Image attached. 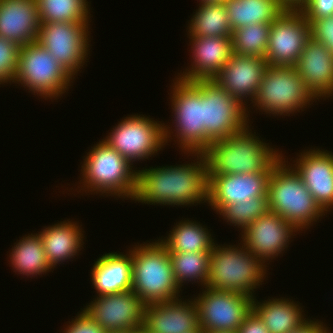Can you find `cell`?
Segmentation results:
<instances>
[{
    "label": "cell",
    "mask_w": 333,
    "mask_h": 333,
    "mask_svg": "<svg viewBox=\"0 0 333 333\" xmlns=\"http://www.w3.org/2000/svg\"><path fill=\"white\" fill-rule=\"evenodd\" d=\"M186 154L197 156L196 162L138 170L134 201L173 206L194 205L203 201L207 203L208 171L205 155L202 152Z\"/></svg>",
    "instance_id": "obj_1"
},
{
    "label": "cell",
    "mask_w": 333,
    "mask_h": 333,
    "mask_svg": "<svg viewBox=\"0 0 333 333\" xmlns=\"http://www.w3.org/2000/svg\"><path fill=\"white\" fill-rule=\"evenodd\" d=\"M128 253H106L95 261L91 280L98 296L131 290L132 257Z\"/></svg>",
    "instance_id": "obj_24"
},
{
    "label": "cell",
    "mask_w": 333,
    "mask_h": 333,
    "mask_svg": "<svg viewBox=\"0 0 333 333\" xmlns=\"http://www.w3.org/2000/svg\"><path fill=\"white\" fill-rule=\"evenodd\" d=\"M14 244L9 257L14 271L19 272L18 274L32 277L52 270L39 234H28Z\"/></svg>",
    "instance_id": "obj_29"
},
{
    "label": "cell",
    "mask_w": 333,
    "mask_h": 333,
    "mask_svg": "<svg viewBox=\"0 0 333 333\" xmlns=\"http://www.w3.org/2000/svg\"><path fill=\"white\" fill-rule=\"evenodd\" d=\"M210 255L211 252H169L174 277L180 288L183 282L195 280L206 286Z\"/></svg>",
    "instance_id": "obj_32"
},
{
    "label": "cell",
    "mask_w": 333,
    "mask_h": 333,
    "mask_svg": "<svg viewBox=\"0 0 333 333\" xmlns=\"http://www.w3.org/2000/svg\"><path fill=\"white\" fill-rule=\"evenodd\" d=\"M313 100L316 98L305 86L295 66L268 65L251 104L255 103L256 109L269 115L290 116L295 111H303Z\"/></svg>",
    "instance_id": "obj_7"
},
{
    "label": "cell",
    "mask_w": 333,
    "mask_h": 333,
    "mask_svg": "<svg viewBox=\"0 0 333 333\" xmlns=\"http://www.w3.org/2000/svg\"><path fill=\"white\" fill-rule=\"evenodd\" d=\"M74 78L37 41L20 47L13 82L21 83L34 94L47 99L59 98ZM26 86V87H25Z\"/></svg>",
    "instance_id": "obj_8"
},
{
    "label": "cell",
    "mask_w": 333,
    "mask_h": 333,
    "mask_svg": "<svg viewBox=\"0 0 333 333\" xmlns=\"http://www.w3.org/2000/svg\"><path fill=\"white\" fill-rule=\"evenodd\" d=\"M267 66L264 58L232 53L212 81L245 104L255 99Z\"/></svg>",
    "instance_id": "obj_18"
},
{
    "label": "cell",
    "mask_w": 333,
    "mask_h": 333,
    "mask_svg": "<svg viewBox=\"0 0 333 333\" xmlns=\"http://www.w3.org/2000/svg\"><path fill=\"white\" fill-rule=\"evenodd\" d=\"M237 333H269V331L258 315L251 310L238 328Z\"/></svg>",
    "instance_id": "obj_39"
},
{
    "label": "cell",
    "mask_w": 333,
    "mask_h": 333,
    "mask_svg": "<svg viewBox=\"0 0 333 333\" xmlns=\"http://www.w3.org/2000/svg\"><path fill=\"white\" fill-rule=\"evenodd\" d=\"M271 172L208 175L207 204L218 212L232 203L267 196Z\"/></svg>",
    "instance_id": "obj_17"
},
{
    "label": "cell",
    "mask_w": 333,
    "mask_h": 333,
    "mask_svg": "<svg viewBox=\"0 0 333 333\" xmlns=\"http://www.w3.org/2000/svg\"><path fill=\"white\" fill-rule=\"evenodd\" d=\"M204 288L202 294L193 298L198 308L200 329L203 332H237L252 310L253 298L236 291Z\"/></svg>",
    "instance_id": "obj_12"
},
{
    "label": "cell",
    "mask_w": 333,
    "mask_h": 333,
    "mask_svg": "<svg viewBox=\"0 0 333 333\" xmlns=\"http://www.w3.org/2000/svg\"><path fill=\"white\" fill-rule=\"evenodd\" d=\"M240 244L236 247L214 243L206 287L236 291L253 298L254 289L265 279L267 265Z\"/></svg>",
    "instance_id": "obj_6"
},
{
    "label": "cell",
    "mask_w": 333,
    "mask_h": 333,
    "mask_svg": "<svg viewBox=\"0 0 333 333\" xmlns=\"http://www.w3.org/2000/svg\"><path fill=\"white\" fill-rule=\"evenodd\" d=\"M298 156L292 168L316 203L327 213L333 208V154L316 148L303 151Z\"/></svg>",
    "instance_id": "obj_19"
},
{
    "label": "cell",
    "mask_w": 333,
    "mask_h": 333,
    "mask_svg": "<svg viewBox=\"0 0 333 333\" xmlns=\"http://www.w3.org/2000/svg\"><path fill=\"white\" fill-rule=\"evenodd\" d=\"M299 231L277 213L261 215L242 231L243 245L264 264L281 254L293 233ZM268 260V261H266Z\"/></svg>",
    "instance_id": "obj_16"
},
{
    "label": "cell",
    "mask_w": 333,
    "mask_h": 333,
    "mask_svg": "<svg viewBox=\"0 0 333 333\" xmlns=\"http://www.w3.org/2000/svg\"><path fill=\"white\" fill-rule=\"evenodd\" d=\"M299 9L306 19H318L333 15V0H306Z\"/></svg>",
    "instance_id": "obj_37"
},
{
    "label": "cell",
    "mask_w": 333,
    "mask_h": 333,
    "mask_svg": "<svg viewBox=\"0 0 333 333\" xmlns=\"http://www.w3.org/2000/svg\"><path fill=\"white\" fill-rule=\"evenodd\" d=\"M107 333H125V332H118V331L116 332L115 331V332H107Z\"/></svg>",
    "instance_id": "obj_46"
},
{
    "label": "cell",
    "mask_w": 333,
    "mask_h": 333,
    "mask_svg": "<svg viewBox=\"0 0 333 333\" xmlns=\"http://www.w3.org/2000/svg\"><path fill=\"white\" fill-rule=\"evenodd\" d=\"M232 30L257 23L271 24L287 8L281 0H226Z\"/></svg>",
    "instance_id": "obj_27"
},
{
    "label": "cell",
    "mask_w": 333,
    "mask_h": 333,
    "mask_svg": "<svg viewBox=\"0 0 333 333\" xmlns=\"http://www.w3.org/2000/svg\"><path fill=\"white\" fill-rule=\"evenodd\" d=\"M307 20L311 37L324 44L333 54V15Z\"/></svg>",
    "instance_id": "obj_36"
},
{
    "label": "cell",
    "mask_w": 333,
    "mask_h": 333,
    "mask_svg": "<svg viewBox=\"0 0 333 333\" xmlns=\"http://www.w3.org/2000/svg\"><path fill=\"white\" fill-rule=\"evenodd\" d=\"M306 0H281L287 8H299Z\"/></svg>",
    "instance_id": "obj_41"
},
{
    "label": "cell",
    "mask_w": 333,
    "mask_h": 333,
    "mask_svg": "<svg viewBox=\"0 0 333 333\" xmlns=\"http://www.w3.org/2000/svg\"><path fill=\"white\" fill-rule=\"evenodd\" d=\"M323 322L318 320H307L300 327L291 333H324L328 327L322 324Z\"/></svg>",
    "instance_id": "obj_40"
},
{
    "label": "cell",
    "mask_w": 333,
    "mask_h": 333,
    "mask_svg": "<svg viewBox=\"0 0 333 333\" xmlns=\"http://www.w3.org/2000/svg\"><path fill=\"white\" fill-rule=\"evenodd\" d=\"M251 132L249 125L232 136L213 141L203 152L208 175L264 173L283 158Z\"/></svg>",
    "instance_id": "obj_2"
},
{
    "label": "cell",
    "mask_w": 333,
    "mask_h": 333,
    "mask_svg": "<svg viewBox=\"0 0 333 333\" xmlns=\"http://www.w3.org/2000/svg\"><path fill=\"white\" fill-rule=\"evenodd\" d=\"M125 333H145V328L140 327L139 329L126 331Z\"/></svg>",
    "instance_id": "obj_43"
},
{
    "label": "cell",
    "mask_w": 333,
    "mask_h": 333,
    "mask_svg": "<svg viewBox=\"0 0 333 333\" xmlns=\"http://www.w3.org/2000/svg\"><path fill=\"white\" fill-rule=\"evenodd\" d=\"M191 300V301H190ZM145 304L144 328L150 333L200 331L198 308L193 299Z\"/></svg>",
    "instance_id": "obj_20"
},
{
    "label": "cell",
    "mask_w": 333,
    "mask_h": 333,
    "mask_svg": "<svg viewBox=\"0 0 333 333\" xmlns=\"http://www.w3.org/2000/svg\"><path fill=\"white\" fill-rule=\"evenodd\" d=\"M226 0H201V4H220L224 3Z\"/></svg>",
    "instance_id": "obj_42"
},
{
    "label": "cell",
    "mask_w": 333,
    "mask_h": 333,
    "mask_svg": "<svg viewBox=\"0 0 333 333\" xmlns=\"http://www.w3.org/2000/svg\"><path fill=\"white\" fill-rule=\"evenodd\" d=\"M81 166V190L91 194L127 197L134 200L137 192L138 170L105 141L91 147ZM84 187V189L82 188Z\"/></svg>",
    "instance_id": "obj_4"
},
{
    "label": "cell",
    "mask_w": 333,
    "mask_h": 333,
    "mask_svg": "<svg viewBox=\"0 0 333 333\" xmlns=\"http://www.w3.org/2000/svg\"><path fill=\"white\" fill-rule=\"evenodd\" d=\"M88 25L71 22H46L40 25L37 42L45 47L73 78L88 60Z\"/></svg>",
    "instance_id": "obj_13"
},
{
    "label": "cell",
    "mask_w": 333,
    "mask_h": 333,
    "mask_svg": "<svg viewBox=\"0 0 333 333\" xmlns=\"http://www.w3.org/2000/svg\"><path fill=\"white\" fill-rule=\"evenodd\" d=\"M193 57L191 68L179 73L185 81L212 80L229 60L232 54L231 38L227 37H189Z\"/></svg>",
    "instance_id": "obj_23"
},
{
    "label": "cell",
    "mask_w": 333,
    "mask_h": 333,
    "mask_svg": "<svg viewBox=\"0 0 333 333\" xmlns=\"http://www.w3.org/2000/svg\"><path fill=\"white\" fill-rule=\"evenodd\" d=\"M286 163L288 165L282 158L272 169L267 191L269 208L303 231L311 223L317 222L319 217H323L325 212L316 203L292 164L286 166Z\"/></svg>",
    "instance_id": "obj_5"
},
{
    "label": "cell",
    "mask_w": 333,
    "mask_h": 333,
    "mask_svg": "<svg viewBox=\"0 0 333 333\" xmlns=\"http://www.w3.org/2000/svg\"><path fill=\"white\" fill-rule=\"evenodd\" d=\"M190 333H203V331L202 330H200V331H193V332H190Z\"/></svg>",
    "instance_id": "obj_45"
},
{
    "label": "cell",
    "mask_w": 333,
    "mask_h": 333,
    "mask_svg": "<svg viewBox=\"0 0 333 333\" xmlns=\"http://www.w3.org/2000/svg\"><path fill=\"white\" fill-rule=\"evenodd\" d=\"M191 220H181L169 231L166 239L159 241L168 249V252H211L214 239L207 228Z\"/></svg>",
    "instance_id": "obj_28"
},
{
    "label": "cell",
    "mask_w": 333,
    "mask_h": 333,
    "mask_svg": "<svg viewBox=\"0 0 333 333\" xmlns=\"http://www.w3.org/2000/svg\"><path fill=\"white\" fill-rule=\"evenodd\" d=\"M145 303L132 291L97 296L83 311L106 332L144 327Z\"/></svg>",
    "instance_id": "obj_15"
},
{
    "label": "cell",
    "mask_w": 333,
    "mask_h": 333,
    "mask_svg": "<svg viewBox=\"0 0 333 333\" xmlns=\"http://www.w3.org/2000/svg\"><path fill=\"white\" fill-rule=\"evenodd\" d=\"M253 297L252 310L258 315L269 333H291L308 319L299 304L288 298H273L262 303Z\"/></svg>",
    "instance_id": "obj_26"
},
{
    "label": "cell",
    "mask_w": 333,
    "mask_h": 333,
    "mask_svg": "<svg viewBox=\"0 0 333 333\" xmlns=\"http://www.w3.org/2000/svg\"><path fill=\"white\" fill-rule=\"evenodd\" d=\"M244 105L214 81L203 80L204 151L213 141L232 136L249 125L250 114Z\"/></svg>",
    "instance_id": "obj_11"
},
{
    "label": "cell",
    "mask_w": 333,
    "mask_h": 333,
    "mask_svg": "<svg viewBox=\"0 0 333 333\" xmlns=\"http://www.w3.org/2000/svg\"><path fill=\"white\" fill-rule=\"evenodd\" d=\"M177 79V80H176ZM171 90L175 135L179 148L186 152H204L203 80L176 78ZM176 129V130H175ZM186 151V152H185Z\"/></svg>",
    "instance_id": "obj_10"
},
{
    "label": "cell",
    "mask_w": 333,
    "mask_h": 333,
    "mask_svg": "<svg viewBox=\"0 0 333 333\" xmlns=\"http://www.w3.org/2000/svg\"><path fill=\"white\" fill-rule=\"evenodd\" d=\"M37 0H0V36L19 47L37 41L40 31Z\"/></svg>",
    "instance_id": "obj_22"
},
{
    "label": "cell",
    "mask_w": 333,
    "mask_h": 333,
    "mask_svg": "<svg viewBox=\"0 0 333 333\" xmlns=\"http://www.w3.org/2000/svg\"><path fill=\"white\" fill-rule=\"evenodd\" d=\"M295 69L318 101L333 95V54L324 44L310 37Z\"/></svg>",
    "instance_id": "obj_21"
},
{
    "label": "cell",
    "mask_w": 333,
    "mask_h": 333,
    "mask_svg": "<svg viewBox=\"0 0 333 333\" xmlns=\"http://www.w3.org/2000/svg\"><path fill=\"white\" fill-rule=\"evenodd\" d=\"M189 23V37H227L231 38L232 29L224 3L201 4Z\"/></svg>",
    "instance_id": "obj_30"
},
{
    "label": "cell",
    "mask_w": 333,
    "mask_h": 333,
    "mask_svg": "<svg viewBox=\"0 0 333 333\" xmlns=\"http://www.w3.org/2000/svg\"><path fill=\"white\" fill-rule=\"evenodd\" d=\"M271 24L257 23L232 31V53L265 58Z\"/></svg>",
    "instance_id": "obj_33"
},
{
    "label": "cell",
    "mask_w": 333,
    "mask_h": 333,
    "mask_svg": "<svg viewBox=\"0 0 333 333\" xmlns=\"http://www.w3.org/2000/svg\"><path fill=\"white\" fill-rule=\"evenodd\" d=\"M88 3L87 0H37L40 21L89 23Z\"/></svg>",
    "instance_id": "obj_31"
},
{
    "label": "cell",
    "mask_w": 333,
    "mask_h": 333,
    "mask_svg": "<svg viewBox=\"0 0 333 333\" xmlns=\"http://www.w3.org/2000/svg\"><path fill=\"white\" fill-rule=\"evenodd\" d=\"M324 333H332V332H329V330L327 329Z\"/></svg>",
    "instance_id": "obj_47"
},
{
    "label": "cell",
    "mask_w": 333,
    "mask_h": 333,
    "mask_svg": "<svg viewBox=\"0 0 333 333\" xmlns=\"http://www.w3.org/2000/svg\"><path fill=\"white\" fill-rule=\"evenodd\" d=\"M133 249V250H132ZM132 257L131 290L145 303L178 299V286L168 249L159 241L135 245Z\"/></svg>",
    "instance_id": "obj_3"
},
{
    "label": "cell",
    "mask_w": 333,
    "mask_h": 333,
    "mask_svg": "<svg viewBox=\"0 0 333 333\" xmlns=\"http://www.w3.org/2000/svg\"><path fill=\"white\" fill-rule=\"evenodd\" d=\"M310 35V23L299 8H286L271 23L265 60L270 66H295Z\"/></svg>",
    "instance_id": "obj_14"
},
{
    "label": "cell",
    "mask_w": 333,
    "mask_h": 333,
    "mask_svg": "<svg viewBox=\"0 0 333 333\" xmlns=\"http://www.w3.org/2000/svg\"><path fill=\"white\" fill-rule=\"evenodd\" d=\"M270 211L268 196L252 197L249 201L232 203L224 206L218 213L231 225L241 228L243 231L261 215Z\"/></svg>",
    "instance_id": "obj_34"
},
{
    "label": "cell",
    "mask_w": 333,
    "mask_h": 333,
    "mask_svg": "<svg viewBox=\"0 0 333 333\" xmlns=\"http://www.w3.org/2000/svg\"><path fill=\"white\" fill-rule=\"evenodd\" d=\"M44 228L38 234L52 269L57 264L70 260L82 249L84 234L81 226L74 221L65 220Z\"/></svg>",
    "instance_id": "obj_25"
},
{
    "label": "cell",
    "mask_w": 333,
    "mask_h": 333,
    "mask_svg": "<svg viewBox=\"0 0 333 333\" xmlns=\"http://www.w3.org/2000/svg\"><path fill=\"white\" fill-rule=\"evenodd\" d=\"M20 47L0 36V84L13 83L18 67Z\"/></svg>",
    "instance_id": "obj_35"
},
{
    "label": "cell",
    "mask_w": 333,
    "mask_h": 333,
    "mask_svg": "<svg viewBox=\"0 0 333 333\" xmlns=\"http://www.w3.org/2000/svg\"><path fill=\"white\" fill-rule=\"evenodd\" d=\"M203 333H237V332H229V331H212V332H203Z\"/></svg>",
    "instance_id": "obj_44"
},
{
    "label": "cell",
    "mask_w": 333,
    "mask_h": 333,
    "mask_svg": "<svg viewBox=\"0 0 333 333\" xmlns=\"http://www.w3.org/2000/svg\"><path fill=\"white\" fill-rule=\"evenodd\" d=\"M66 326L62 333H107L96 322H94L85 311H80V314Z\"/></svg>",
    "instance_id": "obj_38"
},
{
    "label": "cell",
    "mask_w": 333,
    "mask_h": 333,
    "mask_svg": "<svg viewBox=\"0 0 333 333\" xmlns=\"http://www.w3.org/2000/svg\"><path fill=\"white\" fill-rule=\"evenodd\" d=\"M167 126L144 115H130L102 140L133 165L136 160L148 159L164 148L173 134Z\"/></svg>",
    "instance_id": "obj_9"
}]
</instances>
